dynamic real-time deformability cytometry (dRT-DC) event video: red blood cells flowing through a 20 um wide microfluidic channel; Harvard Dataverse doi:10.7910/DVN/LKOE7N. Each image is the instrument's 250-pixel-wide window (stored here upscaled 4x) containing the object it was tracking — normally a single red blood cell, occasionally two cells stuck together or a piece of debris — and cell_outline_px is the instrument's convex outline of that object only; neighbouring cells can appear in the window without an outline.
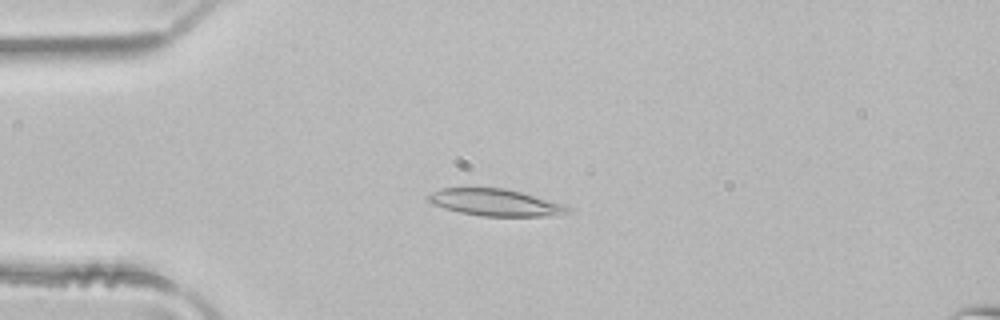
{"species": "common noctule bat (a hibernating species)", "species_latin": "Nyctalus noctula", "temperature_condition": "room temperature", "stored_images_in_passage": 48, "camera_frame_rate_fps": 3000, "um_per_image_px": 0.085, "animal": {"sex": "male", "body_mass_g": 21.5, "forearm_length_mm": 52.0}, "frame": {"image": 1, "passage_image": 11, "time_ms": 3.333, "image_size_px": [1000, 320], "cell_outline_px": [[572, 212], [560, 216], [480, 216], [460, 212], [444, 208], [432, 204], [428, 200], [428, 196], [432, 192], [440, 188], [504, 188], [520, 192], [564, 204], [572, 208]], "centroid_in_image_um": [42.16, 17.22], "position_along_channel_um": 42.8, "area_um2": 21.96}}
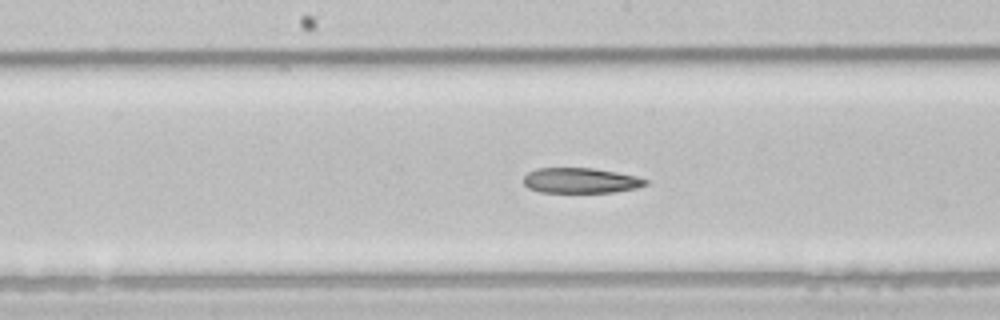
{"frame": {"image": 2, "passage_image": 24, "time_ms": 7.667, "image_size_px": [1000, 320], "cell_outline_px": [[648, 184], [636, 188], [612, 192], [540, 192], [528, 188], [524, 184], [524, 176], [528, 172], [536, 168], [592, 168], [636, 176], [648, 180]], "centroid_in_image_um": [49.33, 15.34], "position_along_channel_um": 198.9, "area_um2": 17.86}}
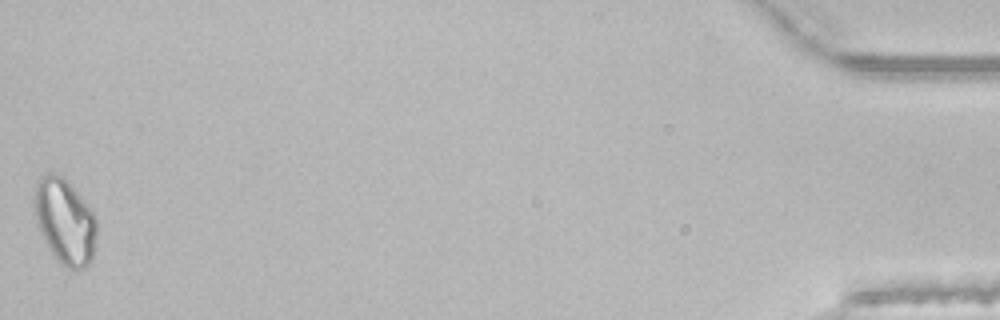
{"frame": {"image": 3, "passage_image": 48, "time_ms": 15.667, "image_size_px": [1000, 320], "cell_outline_px": [[96, 248], [92, 260], [84, 268], [68, 268], [60, 264], [44, 240], [36, 224], [32, 192], [40, 176], [64, 176], [68, 180], [92, 212], [96, 220]], "centroid_in_image_um": [5.5, 18.83], "position_along_channel_um": 429.7, "area_um2": 30.98}}